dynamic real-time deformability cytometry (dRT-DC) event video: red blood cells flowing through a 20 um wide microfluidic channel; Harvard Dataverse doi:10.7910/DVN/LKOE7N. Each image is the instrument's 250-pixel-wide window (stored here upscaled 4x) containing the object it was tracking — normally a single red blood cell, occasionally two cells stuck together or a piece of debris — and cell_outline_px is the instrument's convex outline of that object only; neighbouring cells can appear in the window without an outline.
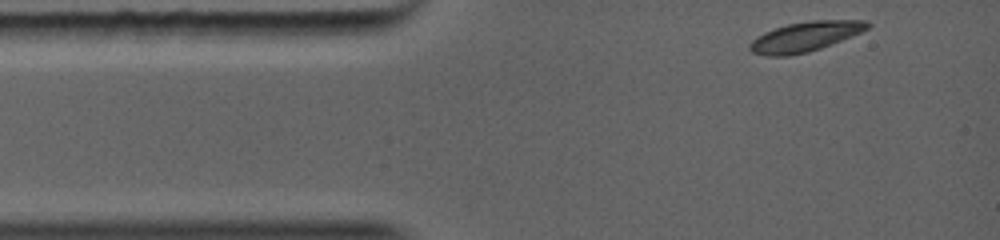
{"species": "common noctule bat (a hibernating species)", "species_latin": "Nyctalus noctula", "temperature_condition": "warm", "stored_images_in_passage": 12, "camera_frame_rate_fps": 5000, "um_per_image_px": 0.085, "animal": {"sex": "female", "body_mass_g": 19.0, "forearm_length_mm": 56.7}, "frame": {"image": 1, "passage_image": 1, "time_ms": 0.0, "image_size_px": [1000, 240], "cell_outline_px": [[872, 24], [868, 28], [852, 36], [820, 48], [808, 52], [788, 56], [764, 56], [752, 52], [748, 48], [748, 44], [756, 36], [764, 32], [788, 24], [812, 20], [868, 20]], "centroid_in_image_um": [68.42, 3.12], "position_along_channel_um": 16.6, "area_um2": 20.46}}
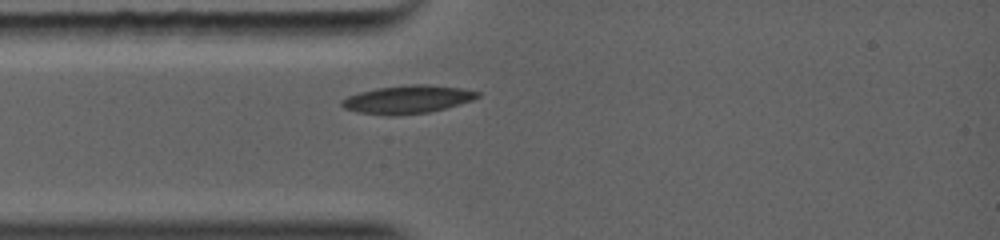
{"frame": {"image": 2, "passage_image": 10, "time_ms": 1.6, "image_size_px": [1000, 240], "cell_outline_px": [[480, 96], [472, 100], [460, 104], [428, 112], [360, 112], [344, 108], [340, 104], [340, 100], [348, 96], [360, 92], [376, 88], [412, 84], [424, 84], [460, 88], [480, 92]], "centroid_in_image_um": [34.68, 8.39], "position_along_channel_um": 50.3, "area_um2": 21.04}}